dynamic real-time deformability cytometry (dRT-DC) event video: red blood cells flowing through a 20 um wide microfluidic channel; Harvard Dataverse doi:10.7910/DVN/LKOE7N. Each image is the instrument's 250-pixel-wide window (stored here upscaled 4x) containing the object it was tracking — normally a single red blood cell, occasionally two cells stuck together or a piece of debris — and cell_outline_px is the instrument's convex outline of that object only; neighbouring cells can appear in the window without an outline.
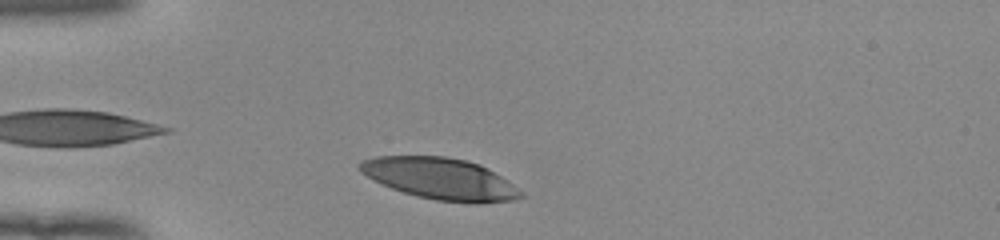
{"species": "human", "species_latin": "Homo sapiens", "temperature_condition": "room temperature", "stored_images_in_passage": 31, "camera_frame_rate_fps": 3000, "um_per_image_px": 0.085, "donor": {"sex": "female"}, "frame": {"image": 1, "passage_image": 2, "time_ms": 0.333, "image_size_px": [1000, 240], "cell_outline_px": [[524, 196], [516, 200], [484, 204], [476, 204], [436, 200], [416, 196], [392, 188], [360, 172], [360, 164], [364, 160], [376, 156], [444, 156], [464, 160], [480, 164], [500, 176], [524, 192]], "centroid_in_image_um": [37.5, 15.21], "position_along_channel_um": 47.5, "area_um2": 38.78}}
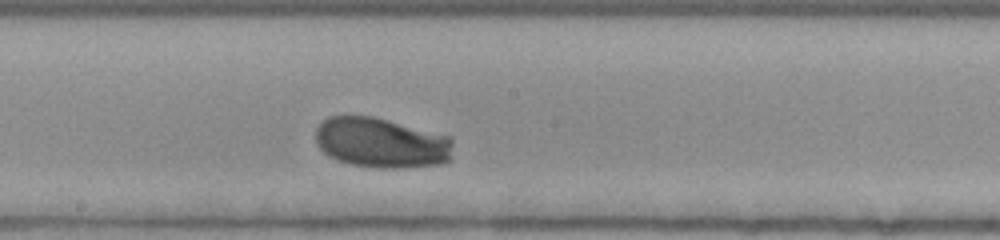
{"frame": {"image": 2, "passage_image": 17, "time_ms": 5.333, "image_size_px": [1000, 240], "cell_outline_px": [[452, 156], [444, 164], [408, 168], [376, 168], [348, 164], [328, 156], [316, 144], [316, 128], [328, 116], [372, 116], [452, 136]], "centroid_in_image_um": [32.44, 12.15], "position_along_channel_um": 215.8, "area_um2": 40.69}}
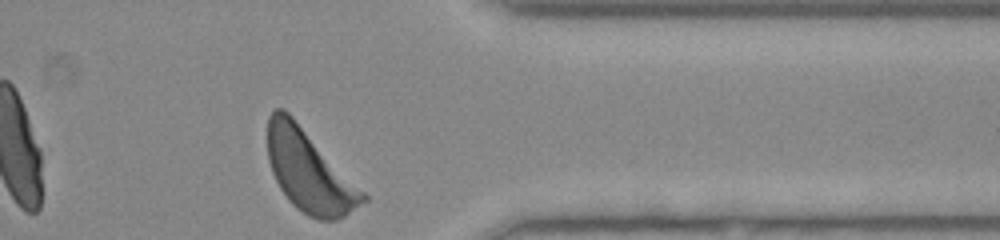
{"frame": {"image": 3, "passage_image": 31, "time_ms": 10.0, "image_size_px": [1000, 240], "cell_outline_px": [[368, 200], [344, 216], [336, 220], [316, 220], [308, 216], [296, 208], [288, 200], [280, 188], [272, 172], [268, 160], [268, 116], [276, 108], [284, 108], [292, 116], [368, 196]], "centroid_in_image_um": [26.27, 14.58], "position_along_channel_um": 385.1, "area_um2": 44.8}, "authors_computed_cell_mechanics": {"area_um2": 40.6334, "velocity_mm_per_s": 3.818, "shape_relaxation_time_tau1_ms": 3.9818, "shape_relaxation_time_tau2_ms": null, "deformation_change_tau1": 0.2191, "deformation_change_tau2": null}}